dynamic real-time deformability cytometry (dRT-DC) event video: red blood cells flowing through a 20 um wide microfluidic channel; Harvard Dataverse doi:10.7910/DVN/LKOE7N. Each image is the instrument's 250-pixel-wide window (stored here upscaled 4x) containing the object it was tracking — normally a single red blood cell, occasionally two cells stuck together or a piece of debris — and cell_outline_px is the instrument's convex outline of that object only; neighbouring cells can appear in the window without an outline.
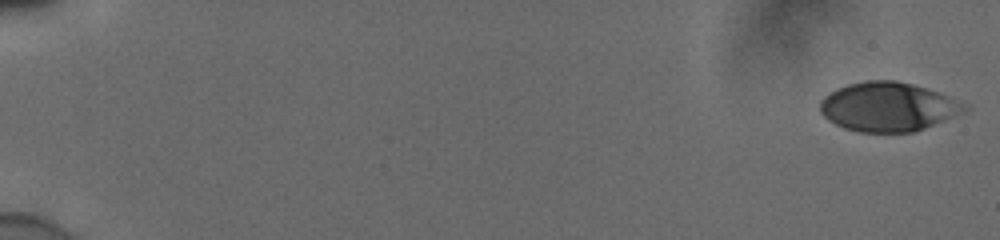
{"species": "human", "species_latin": "Homo sapiens", "temperature_condition": "cold", "stored_images_in_passage": 55, "camera_frame_rate_fps": 3000, "um_per_image_px": 0.085, "donor": {"sex": "male"}, "frame": {"image": 1, "passage_image": 1, "time_ms": 0.0, "image_size_px": [1000, 240], "cell_outline_px": [[972, 108], [964, 112], [924, 128], [912, 132], [860, 132], [844, 128], [828, 120], [820, 112], [820, 100], [824, 96], [836, 88], [848, 84], [864, 80], [896, 80], [912, 84], [940, 92], [968, 104]], "centroid_in_image_um": [75.5, 9.06], "position_along_channel_um": 9.5, "area_um2": 41.56}}
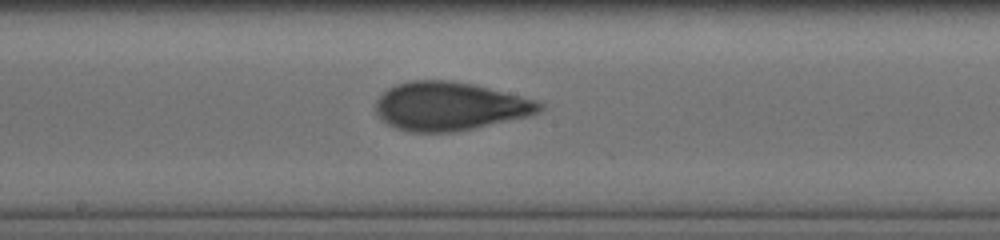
{"frame": {"image": 2, "passage_image": 32, "time_ms": 10.333, "image_size_px": [1000, 240], "cell_outline_px": [[544, 108], [536, 112], [524, 116], [472, 128], [452, 132], [408, 132], [396, 128], [388, 124], [376, 112], [376, 100], [388, 88], [396, 84], [408, 80], [452, 80], [472, 84], [540, 100], [544, 104]], "centroid_in_image_um": [38.2, 9.01], "position_along_channel_um": 210.0, "area_um2": 45.95}}
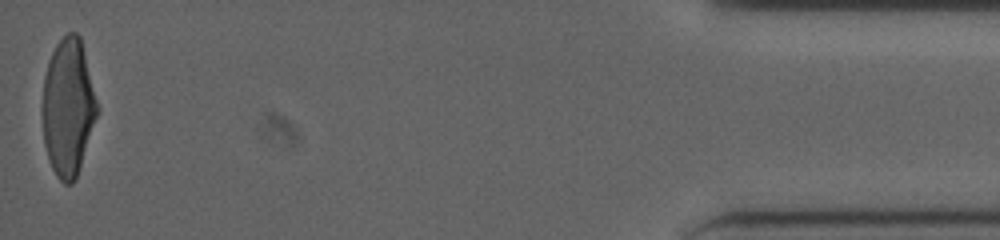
{"frame": {"image": 3, "passage_image": 55, "time_ms": 18.0, "image_size_px": [1000, 240], "cell_outline_px": [[100, 112], [76, 176], [72, 184], [64, 184], [56, 176], [48, 160], [44, 144], [40, 112], [40, 108], [44, 76], [48, 60], [56, 44], [68, 32], [76, 32], [80, 36], [100, 108]], "centroid_in_image_um": [5.77, 9.12], "position_along_channel_um": 429.4, "area_um2": 44.85}, "authors_computed_cell_mechanics": {"area_um2": 43.928, "velocity_mm_per_s": 3.8752, "shape_relaxation_time_tau1_ms": 4.6183, "shape_relaxation_time_tau2_ms": 0.9748, "deformation_change_tau1": 0.1844, "deformation_change_tau2": 0.0759}}